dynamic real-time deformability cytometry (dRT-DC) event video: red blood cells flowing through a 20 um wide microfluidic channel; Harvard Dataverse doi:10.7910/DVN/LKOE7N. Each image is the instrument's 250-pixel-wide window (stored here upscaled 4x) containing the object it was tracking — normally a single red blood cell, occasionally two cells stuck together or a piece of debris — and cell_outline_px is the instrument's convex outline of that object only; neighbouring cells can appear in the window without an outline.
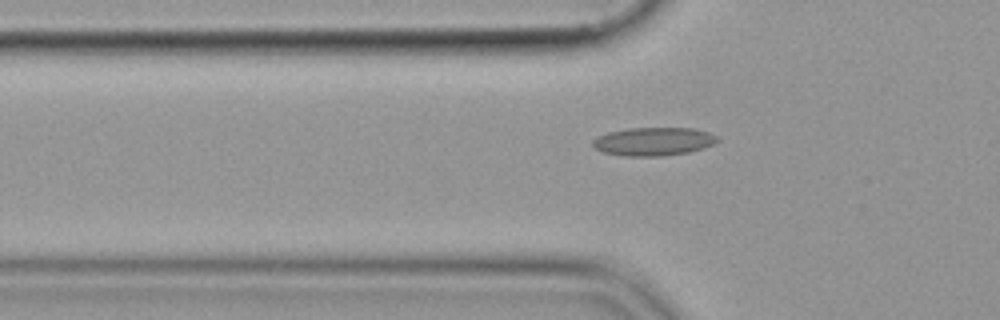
{"species": "common noctule bat (a hibernating species)", "species_latin": "Nyctalus noctula", "temperature_condition": "cold", "stored_images_in_passage": 36, "camera_frame_rate_fps": 3000, "um_per_image_px": 0.085, "animal": {"sex": "female", "body_mass_g": 19.9}, "frame": {"image": 1, "passage_image": 3, "time_ms": 0.667, "image_size_px": [1000, 320], "cell_outline_px": [[720, 140], [704, 148], [688, 152], [664, 156], [624, 156], [604, 152], [592, 148], [592, 140], [596, 136], [608, 132], [628, 128], [692, 128], [708, 132], [716, 136]], "centroid_in_image_um": [55.51, 12.03], "position_along_channel_um": 70.3, "area_um2": 20.69}}
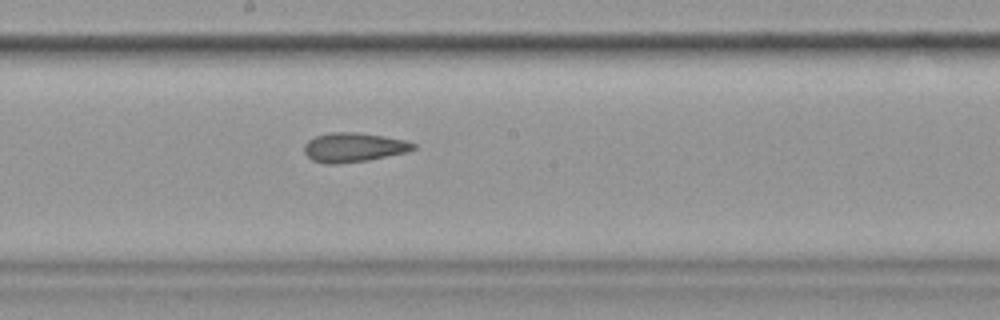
{"frame": {"image": 2, "passage_image": 15, "time_ms": 4.667, "image_size_px": [1000, 320], "cell_outline_px": [[416, 148], [408, 152], [368, 160], [336, 164], [324, 164], [312, 160], [304, 152], [304, 144], [308, 140], [316, 136], [328, 132], [356, 132], [384, 136], [404, 140], [416, 144]], "centroid_in_image_um": [30.05, 12.52], "position_along_channel_um": 218.2, "area_um2": 18.73}}
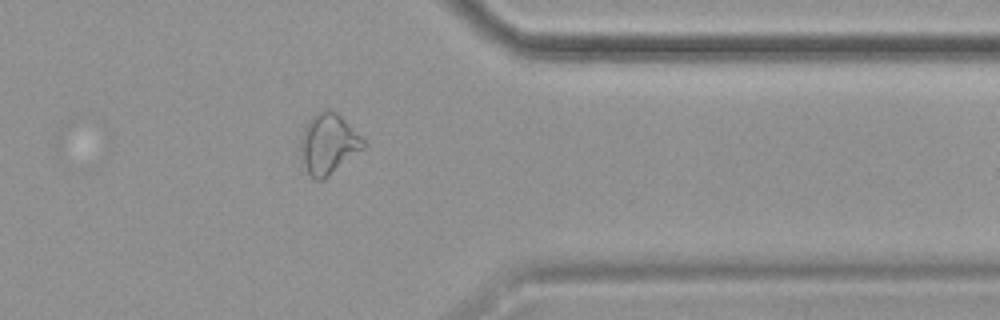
{"frame": {"image": 3, "passage_image": 29, "time_ms": 9.333, "image_size_px": [1000, 320], "cell_outline_px": [[368, 144], [364, 148], [324, 180], [316, 180], [308, 172], [300, 148], [300, 136], [308, 120], [316, 112], [328, 108], [336, 112]], "centroid_in_image_um": [27.91, 12.21], "position_along_channel_um": 383.5, "area_um2": 21.85}}